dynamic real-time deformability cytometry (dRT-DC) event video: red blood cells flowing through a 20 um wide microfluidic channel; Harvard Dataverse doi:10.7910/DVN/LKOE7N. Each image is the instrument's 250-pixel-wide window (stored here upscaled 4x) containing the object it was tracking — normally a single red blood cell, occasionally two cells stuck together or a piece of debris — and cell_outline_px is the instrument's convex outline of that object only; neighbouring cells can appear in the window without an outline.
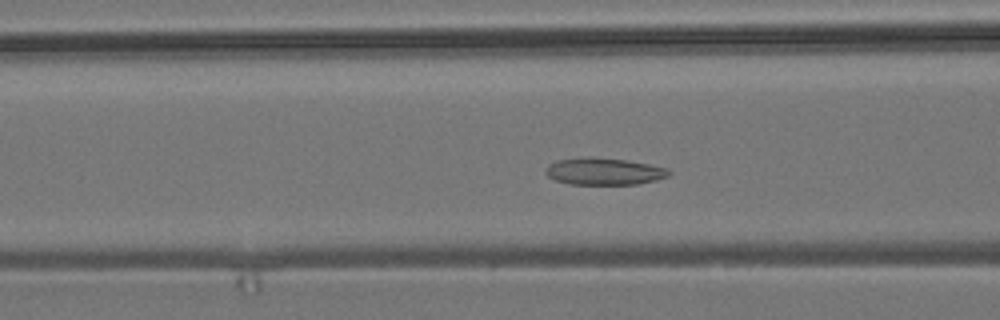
{"species": "common noctule bat (a hibernating species)", "species_latin": "Nyctalus noctula", "temperature_condition": "room temperature", "stored_images_in_passage": 53, "camera_frame_rate_fps": 3000, "um_per_image_px": 0.085, "animal": {"sex": "male", "body_mass_g": 19.2, "forearm_length_mm": 51.8}, "frame": {"image": 1, "passage_image": 19, "time_ms": 6.0, "image_size_px": [1000, 320], "cell_outline_px": [[672, 172], [668, 176], [656, 180], [640, 184], [568, 184], [556, 180], [548, 176], [544, 172], [544, 168], [548, 164], [556, 160], [624, 160], [648, 164], [668, 168]], "centroid_in_image_um": [51.38, 14.62], "position_along_channel_um": 115.2, "area_um2": 18.55}}
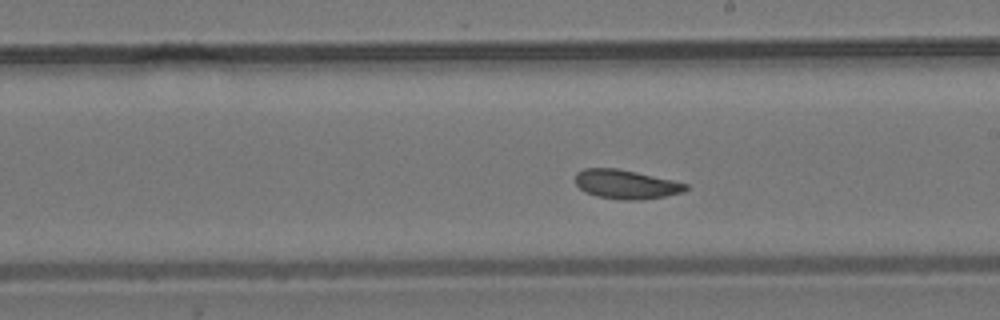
{"frame": {"image": 2, "passage_image": 29, "time_ms": 9.333, "image_size_px": [1000, 320], "cell_outline_px": [[688, 188], [684, 192], [664, 196], [640, 200], [620, 200], [596, 196], [584, 192], [576, 184], [576, 172], [584, 168], [616, 168], [636, 172], [672, 180], [688, 184]], "centroid_in_image_um": [53.19, 15.67], "position_along_channel_um": 235.8, "area_um2": 18.73}}
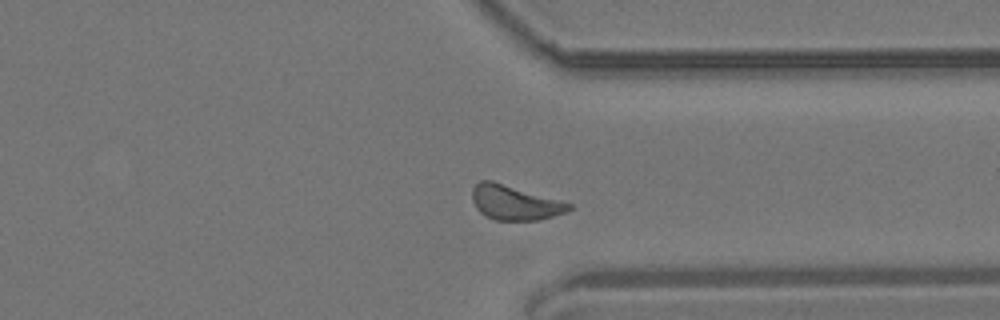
{"frame": {"image": 3, "passage_image": 40, "time_ms": 13.0, "image_size_px": [1000, 320], "cell_outline_px": [[572, 208], [568, 212], [536, 220], [496, 220], [484, 216], [476, 208], [472, 200], [472, 188], [480, 180], [492, 180], [560, 200], [572, 204]], "centroid_in_image_um": [43.73, 17.22], "position_along_channel_um": 367.7, "area_um2": 19.54}, "authors_computed_cell_mechanics": {"area_um2": 19.2474, "velocity_mm_per_s": 3.6174, "shape_relaxation_time_tau1_ms": 3.3259, "shape_relaxation_time_tau2_ms": 2.9532, "deformation_change_tau1": 0.0607, "deformation_change_tau2": 0.0838}}